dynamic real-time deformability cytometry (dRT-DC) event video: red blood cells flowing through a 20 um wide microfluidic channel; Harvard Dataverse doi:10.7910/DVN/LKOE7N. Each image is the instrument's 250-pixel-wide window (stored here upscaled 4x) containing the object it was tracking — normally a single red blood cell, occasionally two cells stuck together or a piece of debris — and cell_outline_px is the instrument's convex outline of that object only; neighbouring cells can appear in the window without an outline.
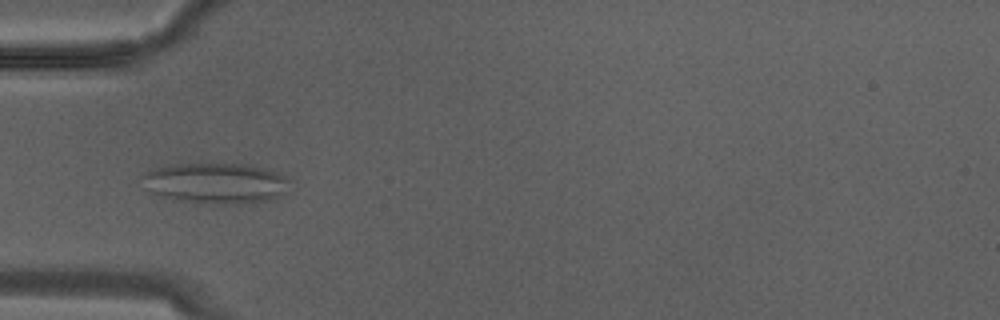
{"species": "Egyptian fruit bat (a non-hibernating species)", "species_latin": "Rousettus aegyptiacus", "temperature_condition": "warm", "stored_images_in_passage": 13, "camera_frame_rate_fps": 3000, "um_per_image_px": 0.085, "animal": {"sex": "male"}, "frame": {"image": 1, "passage_image": 8, "time_ms": 2.333, "image_size_px": [1000, 320], "cell_outline_px": [[288, 180], [284, 192], [280, 196], [256, 204], [220, 204], [176, 200], [160, 196], [148, 192], [140, 176], [144, 172], [156, 168], [176, 164], [200, 160], [252, 164], [288, 176]], "centroid_in_image_um": [18.31, 15.52], "position_along_channel_um": 66.7, "area_um2": 36.36}}